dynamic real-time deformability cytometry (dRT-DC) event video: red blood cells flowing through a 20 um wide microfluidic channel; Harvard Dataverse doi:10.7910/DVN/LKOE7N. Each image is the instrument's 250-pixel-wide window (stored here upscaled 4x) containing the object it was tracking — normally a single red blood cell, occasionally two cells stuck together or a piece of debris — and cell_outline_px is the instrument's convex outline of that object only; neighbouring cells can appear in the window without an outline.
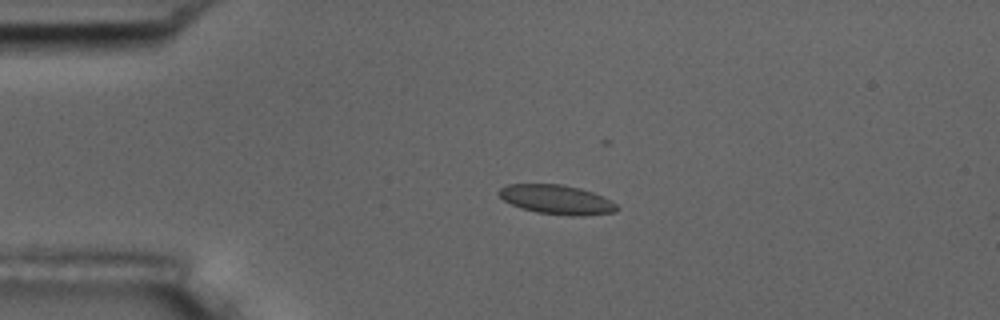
{"species": "common noctule bat (a hibernating species)", "species_latin": "Nyctalus noctula", "temperature_condition": "room temperature", "stored_images_in_passage": 3, "camera_frame_rate_fps": 3000, "um_per_image_px": 0.085, "animal": {"sex": "male", "body_mass_g": 17.5, "forearm_length_mm": 52.3}, "frame": {"image": 1, "passage_image": 2, "time_ms": 1.333, "image_size_px": [1000, 320], "cell_outline_px": [[620, 208], [616, 212], [584, 216], [572, 216], [536, 212], [520, 208], [504, 200], [496, 192], [500, 188], [508, 184], [564, 184], [580, 188], [604, 196], [612, 200]], "centroid_in_image_um": [47.35, 16.97], "position_along_channel_um": 37.6, "area_um2": 20.4}}